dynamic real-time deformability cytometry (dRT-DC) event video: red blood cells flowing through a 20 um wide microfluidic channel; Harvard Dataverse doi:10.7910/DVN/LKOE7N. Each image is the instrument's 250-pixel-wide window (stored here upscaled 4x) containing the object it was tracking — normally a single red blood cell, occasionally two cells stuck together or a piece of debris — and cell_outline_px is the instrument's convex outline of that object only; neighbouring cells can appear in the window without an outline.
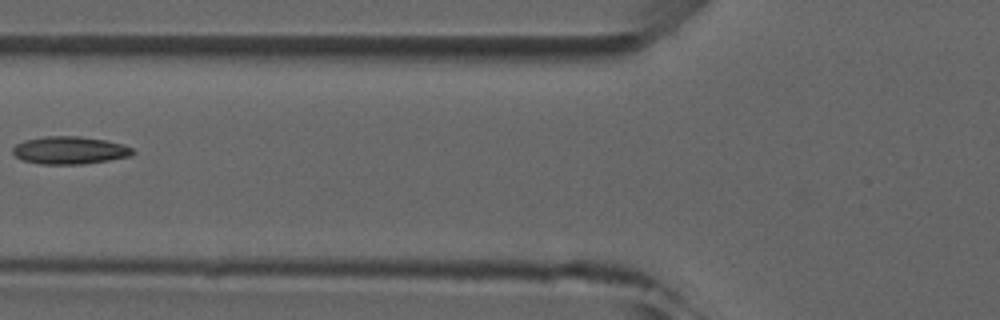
{"species": "common noctule bat (a hibernating species)", "species_latin": "Nyctalus noctula", "temperature_condition": "room temperature", "stored_images_in_passage": 7, "camera_frame_rate_fps": 3000, "um_per_image_px": 0.085, "animal": {"sex": "male", "forearm_length_mm": 52.5}, "frame": {"image": 1, "passage_image": 7, "time_ms": 7.0, "image_size_px": [1000, 320], "cell_outline_px": [[136, 152], [128, 156], [108, 160], [84, 164], [40, 164], [24, 160], [16, 156], [12, 152], [12, 148], [16, 144], [24, 140], [44, 136], [80, 136], [104, 140], [124, 144], [132, 148]], "centroid_in_image_um": [5.91, 12.77], "position_along_channel_um": 119.9, "area_um2": 19.31}}